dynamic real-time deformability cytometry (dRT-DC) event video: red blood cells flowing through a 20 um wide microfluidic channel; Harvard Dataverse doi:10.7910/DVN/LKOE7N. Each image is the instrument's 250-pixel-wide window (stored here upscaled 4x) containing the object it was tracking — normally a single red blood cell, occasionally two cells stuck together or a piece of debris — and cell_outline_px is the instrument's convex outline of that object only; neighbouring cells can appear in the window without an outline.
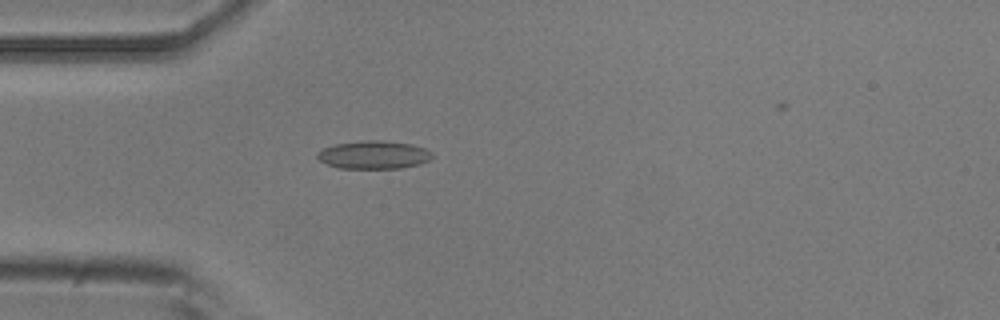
{"species": "common noctule bat (a hibernating species)", "species_latin": "Nyctalus noctula", "temperature_condition": "room temperature", "stored_images_in_passage": 2, "camera_frame_rate_fps": 3000, "um_per_image_px": 0.085, "animal": {"sex": "male", "body_mass_g": 20.5, "forearm_length_mm": 52.5}, "frame": {"image": 1, "passage_image": 2, "time_ms": 1.333, "image_size_px": [1000, 320], "cell_outline_px": [[432, 160], [420, 164], [400, 168], [336, 168], [320, 160], [316, 156], [316, 152], [324, 148], [336, 144], [368, 140], [380, 140], [412, 144], [424, 148], [432, 152]], "centroid_in_image_um": [31.79, 13.16], "position_along_channel_um": 53.2, "area_um2": 18.79}}